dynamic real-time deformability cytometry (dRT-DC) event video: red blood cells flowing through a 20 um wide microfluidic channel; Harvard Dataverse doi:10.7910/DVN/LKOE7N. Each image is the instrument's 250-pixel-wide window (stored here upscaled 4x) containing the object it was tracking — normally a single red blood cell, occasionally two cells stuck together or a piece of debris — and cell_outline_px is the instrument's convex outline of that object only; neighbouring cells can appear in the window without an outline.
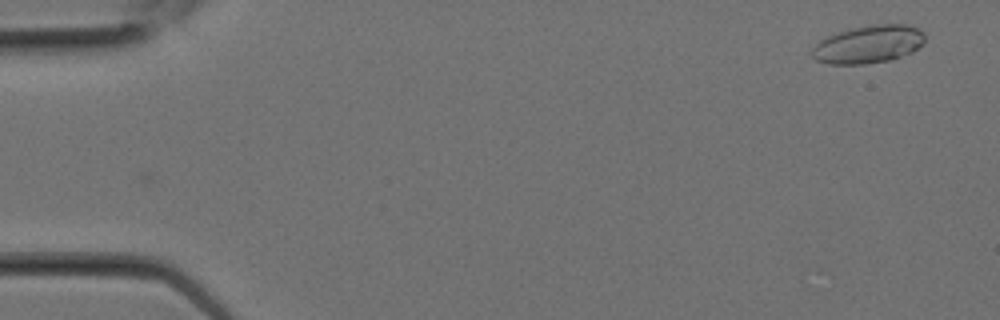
{"species": "Egyptian fruit bat (a non-hibernating species)", "species_latin": "Rousettus aegyptiacus", "temperature_condition": "room temperature", "stored_images_in_passage": 2, "camera_frame_rate_fps": 3000, "um_per_image_px": 0.085, "animal": {"sex": "female"}, "frame": {"image": 1, "passage_image": 1, "time_ms": 0.0, "image_size_px": [1000, 320], "cell_outline_px": [[924, 40], [912, 52], [888, 60], [864, 64], [828, 64], [816, 60], [812, 56], [812, 48], [820, 40], [828, 36], [852, 28], [872, 24], [908, 24], [920, 28], [924, 32]], "centroid_in_image_um": [73.81, 3.75], "position_along_channel_um": 11.2, "area_um2": 24.74}}